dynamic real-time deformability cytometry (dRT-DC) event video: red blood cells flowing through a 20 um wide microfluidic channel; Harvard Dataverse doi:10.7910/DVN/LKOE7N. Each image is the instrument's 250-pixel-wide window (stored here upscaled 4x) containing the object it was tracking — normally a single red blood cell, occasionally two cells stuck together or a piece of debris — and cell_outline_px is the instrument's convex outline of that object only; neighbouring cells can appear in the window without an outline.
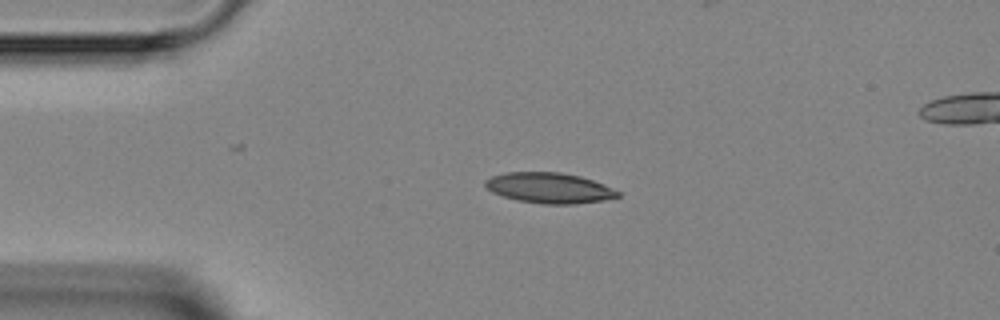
{"species": "Egyptian fruit bat (a non-hibernating species)", "species_latin": "Rousettus aegyptiacus", "temperature_condition": "room temperature", "stored_images_in_passage": 3, "camera_frame_rate_fps": 3000, "um_per_image_px": 0.085, "animal": {"sex": "female"}, "frame": {"image": 1, "passage_image": 1, "time_ms": 0.0, "image_size_px": [1000, 320], "cell_outline_px": [[620, 196], [604, 200], [576, 204], [544, 204], [520, 200], [504, 196], [492, 192], [484, 184], [484, 180], [492, 176], [504, 172], [560, 172], [580, 176], [604, 184], [620, 192]], "centroid_in_image_um": [46.7, 15.97], "position_along_channel_um": 38.3, "area_um2": 23.47}}
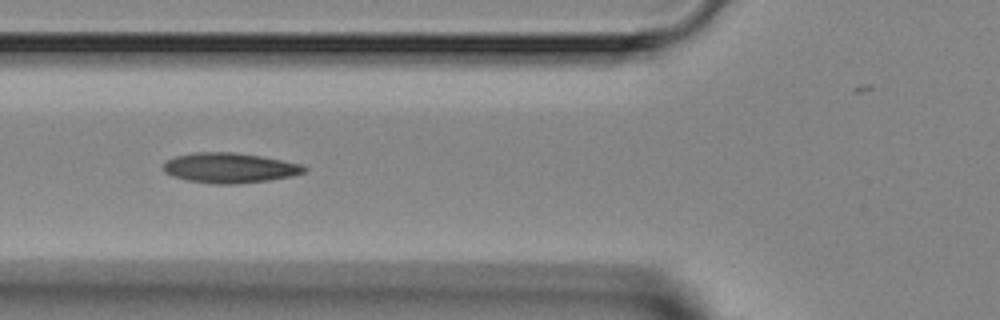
{"frame": {"image": 2, "passage_image": 3, "time_ms": 2.333, "image_size_px": [1000, 320], "cell_outline_px": [[308, 168], [304, 172], [292, 176], [268, 180], [232, 184], [216, 184], [188, 180], [172, 176], [164, 172], [164, 164], [168, 160], [176, 156], [192, 152], [236, 152], [260, 156], [304, 164]], "centroid_in_image_um": [19.54, 14.26], "position_along_channel_um": 106.3, "area_um2": 24.62}}